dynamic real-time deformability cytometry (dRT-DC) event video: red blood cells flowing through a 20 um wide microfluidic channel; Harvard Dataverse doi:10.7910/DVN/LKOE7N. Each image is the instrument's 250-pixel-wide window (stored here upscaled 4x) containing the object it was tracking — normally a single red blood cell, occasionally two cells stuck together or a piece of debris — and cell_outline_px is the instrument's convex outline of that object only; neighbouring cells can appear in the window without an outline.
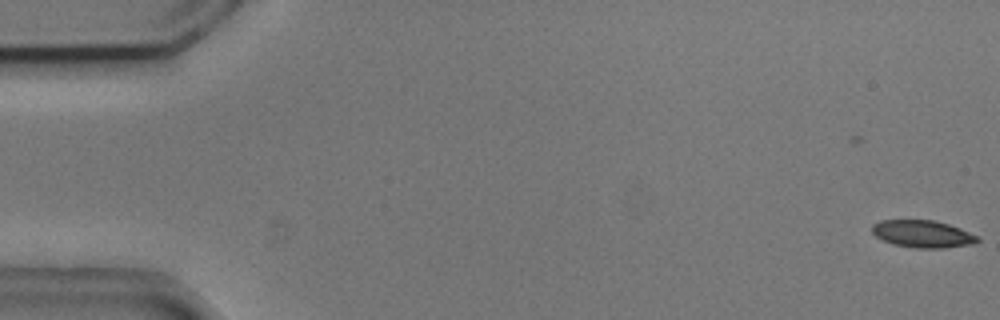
{"species": "common noctule bat (a hibernating species)", "species_latin": "Nyctalus noctula", "temperature_condition": "cold", "stored_images_in_passage": 5, "camera_frame_rate_fps": 3000, "um_per_image_px": 0.085, "animal": {"sex": "male", "body_mass_g": 20.5, "forearm_length_mm": 52.5}, "frame": {"image": 1, "passage_image": 5, "time_ms": 1.333, "image_size_px": [1000, 320], "cell_outline_px": [[980, 240], [972, 244], [944, 248], [916, 248], [896, 244], [884, 240], [876, 236], [872, 232], [872, 224], [880, 220], [932, 220], [948, 224], [960, 228], [980, 236]], "centroid_in_image_um": [78.46, 19.88], "position_along_channel_um": 6.5, "area_um2": 16.7}}